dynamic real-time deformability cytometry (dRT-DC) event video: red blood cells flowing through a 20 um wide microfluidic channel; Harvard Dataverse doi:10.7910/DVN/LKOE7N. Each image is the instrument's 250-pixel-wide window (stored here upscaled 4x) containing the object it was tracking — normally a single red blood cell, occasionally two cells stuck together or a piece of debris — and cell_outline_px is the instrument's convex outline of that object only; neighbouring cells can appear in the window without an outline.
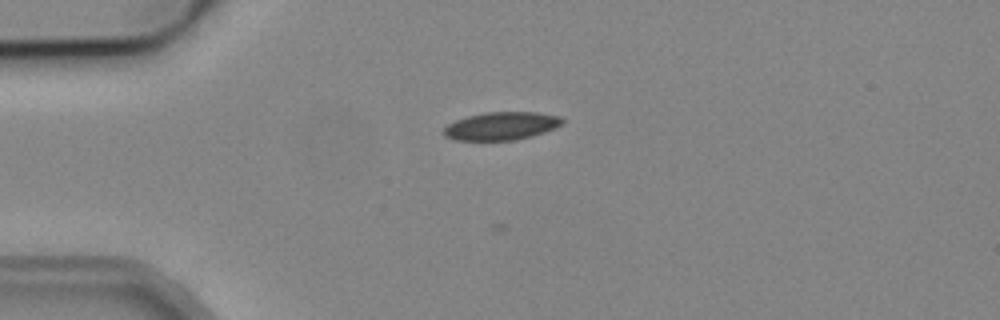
{"species": "common noctule bat (a hibernating species)", "species_latin": "Nyctalus noctula", "temperature_condition": "cold", "stored_images_in_passage": 6, "camera_frame_rate_fps": 3000, "um_per_image_px": 0.085, "animal": {"sex": "male", "body_mass_g": 19.2, "forearm_length_mm": 51.8}, "frame": {"image": 1, "passage_image": 2, "time_ms": 4.0, "image_size_px": [1000, 320], "cell_outline_px": [[564, 124], [556, 128], [532, 136], [512, 140], [452, 140], [444, 136], [440, 132], [448, 124], [456, 120], [468, 116], [484, 112], [536, 112], [560, 116], [564, 120]], "centroid_in_image_um": [42.6, 10.71], "position_along_channel_um": 42.4, "area_um2": 19.54}}
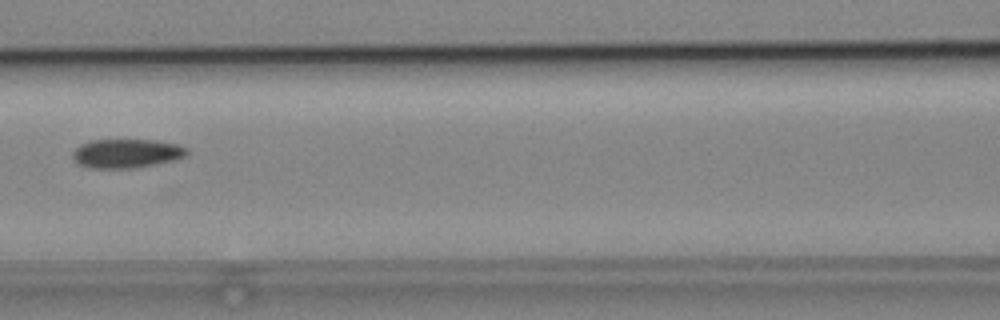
{"frame": {"image": 2, "passage_image": 5, "time_ms": 7.667, "image_size_px": [1000, 320], "cell_outline_px": [[188, 156], [176, 160], [136, 168], [88, 168], [80, 164], [72, 156], [72, 152], [80, 144], [92, 140], [152, 140], [176, 144], [188, 148]], "centroid_in_image_um": [10.79, 13.05], "position_along_channel_um": 155.8, "area_um2": 19.36}}
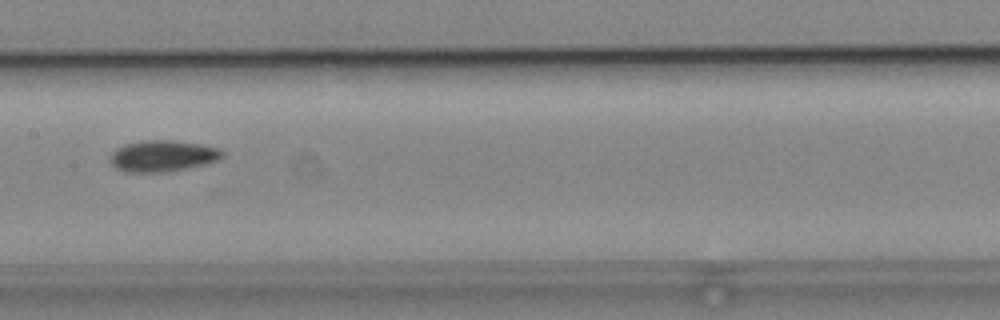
{"frame": {"image": 3, "passage_image": 6, "time_ms": 8.667, "image_size_px": [1000, 320], "cell_outline_px": [[224, 156], [216, 160], [204, 164], [164, 172], [128, 172], [116, 168], [108, 160], [112, 152], [116, 148], [124, 144], [148, 140], [172, 140], [204, 144], [220, 148], [224, 152]], "centroid_in_image_um": [13.82, 13.24], "position_along_channel_um": 193.6, "area_um2": 20.46}}